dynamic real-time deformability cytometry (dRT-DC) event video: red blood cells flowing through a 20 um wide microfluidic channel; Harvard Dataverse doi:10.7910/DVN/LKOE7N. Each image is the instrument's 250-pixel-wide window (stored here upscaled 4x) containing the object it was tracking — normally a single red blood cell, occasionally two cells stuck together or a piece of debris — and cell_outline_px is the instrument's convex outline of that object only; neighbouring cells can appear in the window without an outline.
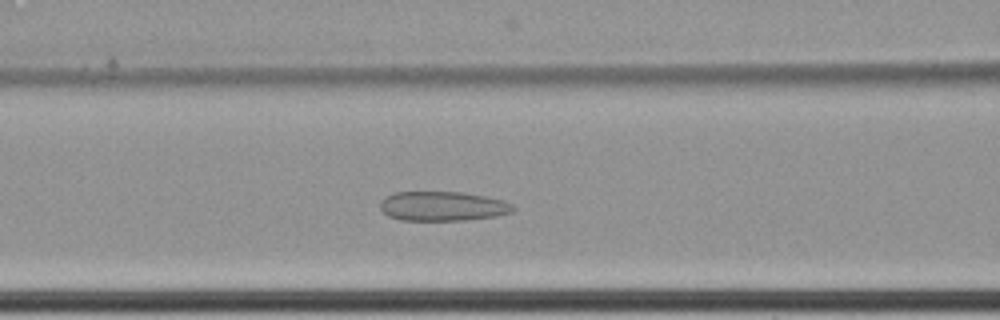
{"species": "common noctule bat (a hibernating species)", "species_latin": "Nyctalus noctula", "temperature_condition": "cold", "stored_images_in_passage": 62, "camera_frame_rate_fps": 3000, "um_per_image_px": 0.085, "animal": {"sex": "female", "body_mass_g": 22.7, "forearm_length_mm": 54.2}, "frame": {"image": 1, "passage_image": 28, "time_ms": 9.0, "image_size_px": [1000, 320], "cell_outline_px": [[516, 208], [512, 212], [496, 216], [464, 220], [400, 220], [388, 216], [380, 208], [380, 200], [384, 196], [392, 192], [464, 192], [488, 196], [504, 200], [512, 204]], "centroid_in_image_um": [37.62, 17.51], "position_along_channel_um": 129.0, "area_um2": 23.12}}
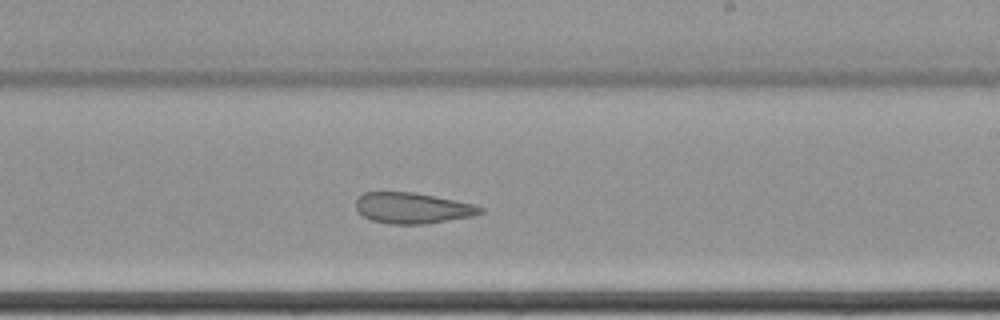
{"frame": {"image": 2, "passage_image": 39, "time_ms": 12.667, "image_size_px": [1000, 320], "cell_outline_px": [[484, 212], [472, 216], [420, 224], [388, 224], [372, 220], [356, 212], [356, 200], [364, 192], [412, 192], [456, 200], [472, 204], [484, 208]], "centroid_in_image_um": [35.03, 17.68], "position_along_channel_um": 254.0, "area_um2": 22.2}}
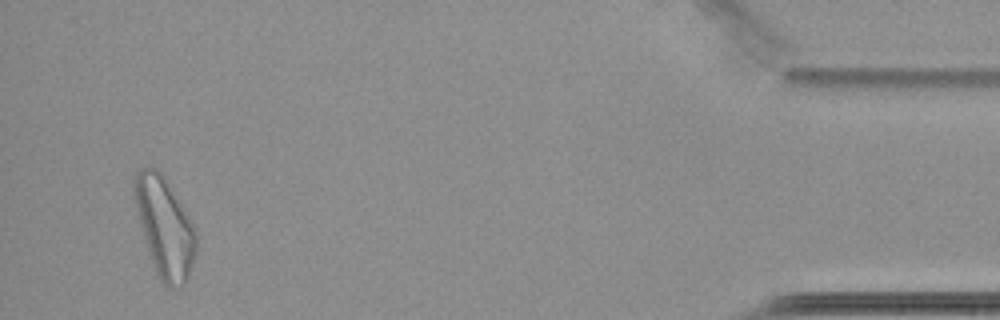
{"frame": {"image": 3, "passage_image": 60, "time_ms": 19.667, "image_size_px": [1000, 320], "cell_outline_px": [[196, 252], [188, 276], [184, 284], [176, 288], [168, 288], [156, 276], [148, 252], [132, 196], [132, 180], [136, 172], [140, 168], [156, 168], [164, 176], [184, 208], [196, 228]], "centroid_in_image_um": [13.97, 19.31], "position_along_channel_um": 421.2, "area_um2": 36.13}, "authors_computed_cell_mechanics": {"area_um2": 28.6977, "velocity_mm_per_s": 3.415, "shape_relaxation_time_tau1_ms": null, "shape_relaxation_time_tau2_ms": 4.2748, "deformation_change_tau1": null, "deformation_change_tau2": 0.0914}}